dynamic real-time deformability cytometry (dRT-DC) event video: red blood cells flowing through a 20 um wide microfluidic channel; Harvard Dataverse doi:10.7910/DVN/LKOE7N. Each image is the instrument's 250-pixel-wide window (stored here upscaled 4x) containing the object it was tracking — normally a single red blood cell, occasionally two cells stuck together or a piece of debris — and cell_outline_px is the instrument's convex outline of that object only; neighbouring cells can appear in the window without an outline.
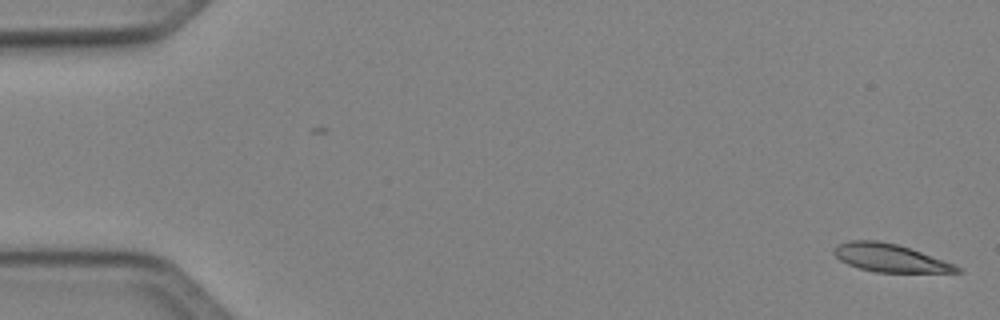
{"species": "Egyptian fruit bat (a non-hibernating species)", "species_latin": "Rousettus aegyptiacus", "temperature_condition": "cold", "stored_images_in_passage": 4, "camera_frame_rate_fps": 3000, "um_per_image_px": 0.085, "animal": {"sex": "female"}, "frame": {"image": 1, "passage_image": 4, "time_ms": 1.0, "image_size_px": [1000, 320], "cell_outline_px": [[964, 272], [876, 272], [860, 268], [848, 264], [840, 260], [832, 252], [832, 248], [836, 244], [848, 240], [876, 240], [896, 244], [920, 252], [964, 268]], "centroid_in_image_um": [75.6, 21.92], "position_along_channel_um": 9.4, "area_um2": 19.88}}